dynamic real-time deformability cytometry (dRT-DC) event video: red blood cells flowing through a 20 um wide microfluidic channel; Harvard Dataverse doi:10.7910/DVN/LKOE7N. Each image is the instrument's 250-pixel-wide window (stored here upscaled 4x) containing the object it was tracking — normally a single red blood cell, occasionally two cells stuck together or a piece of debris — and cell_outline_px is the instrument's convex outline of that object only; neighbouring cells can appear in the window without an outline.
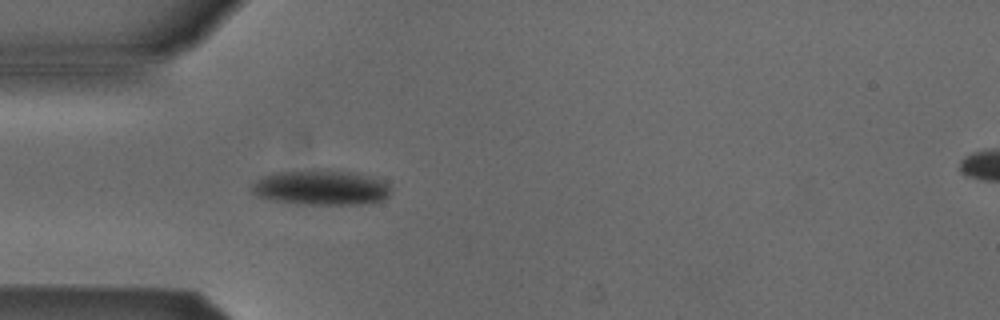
{"species": "Egyptian fruit bat (a non-hibernating species)", "species_latin": "Rousettus aegyptiacus", "temperature_condition": "cold", "stored_images_in_passage": 4, "segment_of_instrument_passage": [1, 2], "camera_frame_rate_fps": 3000, "um_per_image_px": 0.085, "animal": {"sex": "male"}, "frame": {"image": 1, "passage_image": 3, "time_ms": 0.667, "image_size_px": [1000, 320], "cell_outline_px": [[388, 196], [384, 200], [360, 204], [296, 204], [256, 196], [252, 192], [252, 184], [260, 176], [272, 172], [312, 168], [328, 168], [352, 172], [384, 180], [388, 184]], "centroid_in_image_um": [27.23, 15.9], "position_along_channel_um": 57.8, "area_um2": 29.02}}